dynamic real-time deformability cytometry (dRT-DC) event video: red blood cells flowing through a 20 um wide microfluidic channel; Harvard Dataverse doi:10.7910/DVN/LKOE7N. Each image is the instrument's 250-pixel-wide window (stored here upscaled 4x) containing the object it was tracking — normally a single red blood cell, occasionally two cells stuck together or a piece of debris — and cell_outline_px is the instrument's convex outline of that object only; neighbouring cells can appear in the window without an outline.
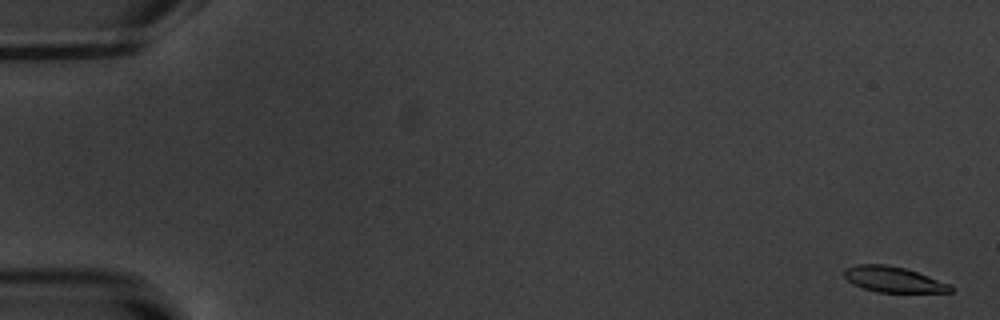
{"species": "common noctule bat (a hibernating species)", "species_latin": "Nyctalus noctula", "temperature_condition": "warm", "stored_images_in_passage": 54, "camera_frame_rate_fps": 3000, "um_per_image_px": 0.085, "animal": {"sex": "male", "body_mass_g": 20.1, "forearm_length_mm": 53.5}, "frame": {"image": 1, "passage_image": 1, "time_ms": 0.0, "image_size_px": [1000, 320], "cell_outline_px": [[952, 292], [880, 292], [864, 288], [848, 280], [844, 276], [844, 268], [856, 264], [884, 264], [904, 268], [952, 284]], "centroid_in_image_um": [75.95, 23.74], "position_along_channel_um": 9.1, "area_um2": 15.66}}
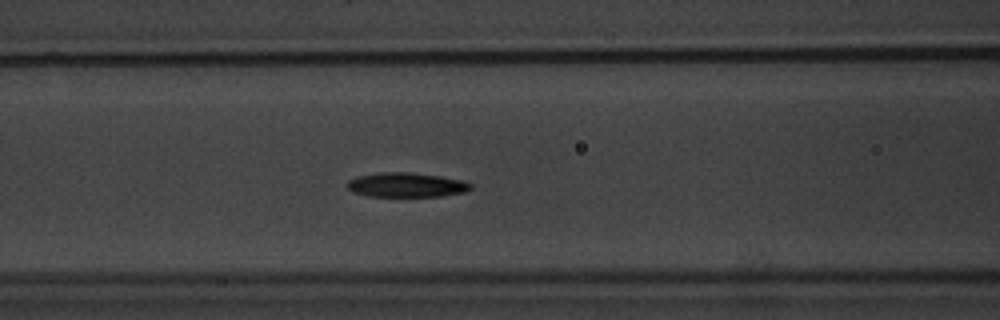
{"frame": {"image": 2, "passage_image": 23, "time_ms": 7.333, "image_size_px": [1000, 320], "cell_outline_px": [[472, 188], [464, 192], [440, 196], [368, 196], [352, 192], [348, 188], [348, 180], [356, 176], [380, 172], [408, 172], [440, 176], [464, 180], [472, 184]], "centroid_in_image_um": [34.54, 15.71], "position_along_channel_um": 132.1, "area_um2": 17.63}}
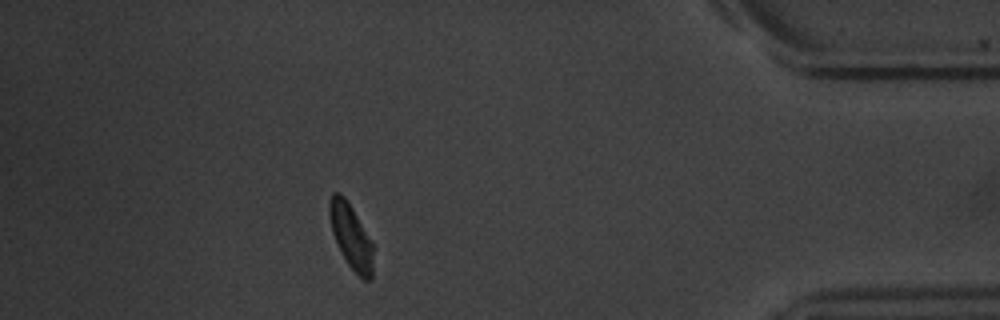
{"frame": {"image": 3, "passage_image": 48, "time_ms": 15.667, "image_size_px": [1000, 320], "cell_outline_px": [[372, 280], [364, 280], [348, 264], [332, 232], [328, 212], [328, 204], [332, 192], [340, 192], [344, 196], [352, 208], [372, 240]], "centroid_in_image_um": [29.82, 20.04], "position_along_channel_um": 405.4, "area_um2": 16.24}, "authors_computed_cell_mechanics": {"area_um2": 17.2244, "velocity_mm_per_s": 3.7809, "shape_relaxation_time_tau1_ms": 2.6239, "shape_relaxation_time_tau2_ms": 5.7177, "deformation_change_tau1": 0.1628, "deformation_change_tau2": 0.1159}}